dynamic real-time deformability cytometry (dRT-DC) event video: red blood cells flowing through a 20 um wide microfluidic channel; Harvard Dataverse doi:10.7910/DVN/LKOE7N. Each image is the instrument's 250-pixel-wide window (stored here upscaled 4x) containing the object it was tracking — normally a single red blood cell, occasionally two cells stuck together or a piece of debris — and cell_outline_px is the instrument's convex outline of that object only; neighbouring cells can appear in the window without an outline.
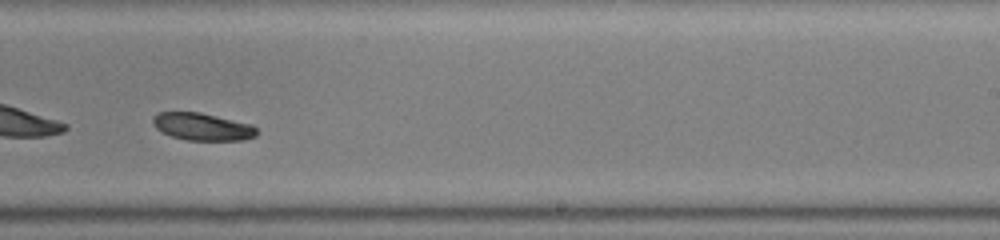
{"species": "common noctule bat (a hibernating species)", "species_latin": "Nyctalus noctula", "temperature_condition": "warm", "stored_images_in_passage": 40, "camera_frame_rate_fps": 3000, "um_per_image_px": 0.085, "animal": {"sex": "male", "body_mass_g": 19.0, "forearm_length_mm": 50.8}, "frame": {"image": 1, "passage_image": 23, "time_ms": 7.333, "image_size_px": [1000, 240], "cell_outline_px": [[256, 136], [244, 140], [188, 140], [172, 136], [156, 128], [152, 124], [152, 120], [160, 112], [200, 112], [252, 124], [256, 128]], "centroid_in_image_um": [17.23, 10.77], "position_along_channel_um": 271.8, "area_um2": 16.42}}
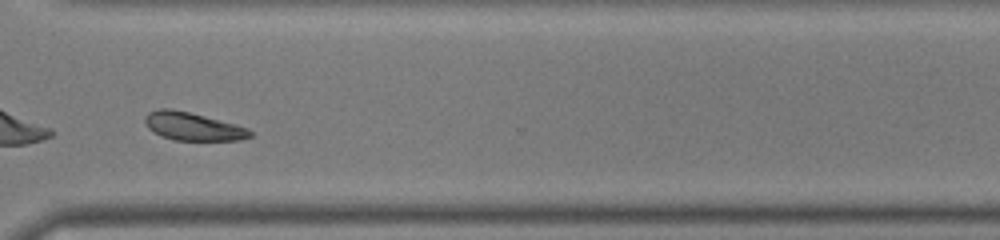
{"frame": {"image": 2, "passage_image": 29, "time_ms": 9.333, "image_size_px": [1000, 240], "cell_outline_px": [[252, 136], [240, 140], [172, 140], [160, 136], [152, 132], [148, 128], [144, 120], [144, 116], [148, 112], [160, 108], [172, 108], [236, 124], [248, 128], [252, 132]], "centroid_in_image_um": [16.35, 10.75], "position_along_channel_um": 354.2, "area_um2": 17.28}, "authors_computed_cell_mechanics": {"area_um2": 17.9469, "velocity_mm_per_s": 4.0601, "shape_relaxation_time_tau1_ms": 1.1815, "shape_relaxation_time_tau2_ms": null, "deformation_change_tau1": 0.0699, "deformation_change_tau2": null}}